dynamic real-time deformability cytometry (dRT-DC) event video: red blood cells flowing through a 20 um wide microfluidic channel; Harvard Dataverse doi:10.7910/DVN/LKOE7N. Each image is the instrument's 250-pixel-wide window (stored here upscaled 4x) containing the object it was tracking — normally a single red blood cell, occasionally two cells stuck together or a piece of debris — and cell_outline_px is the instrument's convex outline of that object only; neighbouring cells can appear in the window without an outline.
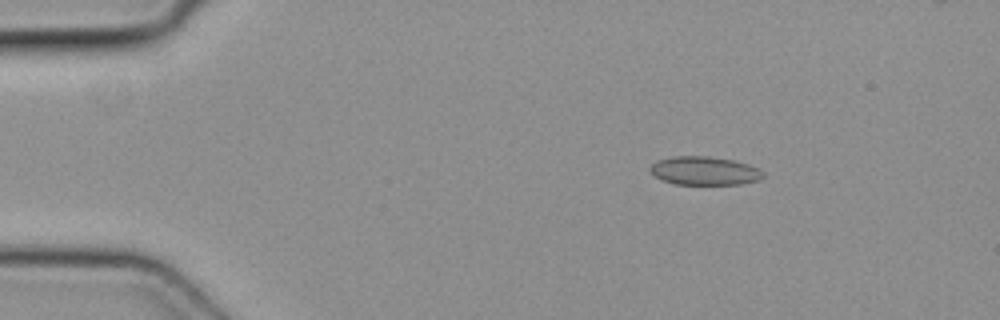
{"species": "common noctule bat (a hibernating species)", "species_latin": "Nyctalus noctula", "temperature_condition": "cold", "stored_images_in_passage": 8, "camera_frame_rate_fps": 3000, "um_per_image_px": 0.085, "animal": {"sex": "female", "body_mass_g": 19.3, "forearm_length_mm": 54.1}, "frame": {"image": 1, "passage_image": 1, "time_ms": 0.0, "image_size_px": [1000, 320], "cell_outline_px": [[764, 176], [760, 180], [740, 184], [676, 184], [660, 180], [648, 168], [656, 160], [672, 156], [708, 156], [732, 160], [748, 164], [764, 172]], "centroid_in_image_um": [59.86, 14.52], "position_along_channel_um": 25.1, "area_um2": 18.79}}